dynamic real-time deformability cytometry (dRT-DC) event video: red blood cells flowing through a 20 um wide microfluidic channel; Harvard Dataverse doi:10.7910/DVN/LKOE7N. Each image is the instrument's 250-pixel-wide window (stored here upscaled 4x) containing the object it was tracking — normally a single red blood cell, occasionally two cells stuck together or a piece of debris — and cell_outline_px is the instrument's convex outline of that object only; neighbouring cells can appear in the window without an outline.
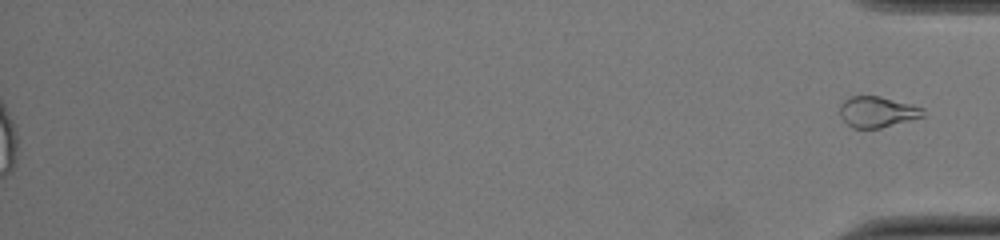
{"species": "common noctule bat (a hibernating species)", "species_latin": "Nyctalus noctula", "temperature_condition": "cold", "stored_images_in_passage": 52, "segment_of_instrument_passage": [2, 2], "camera_frame_rate_fps": 3000, "um_per_image_px": 0.085, "animal": {"sex": "female", "body_mass_g": 22.0, "forearm_length_mm": 56.7}, "frame": {"image": 1, "passage_image": 52, "time_ms": 17.0, "image_size_px": [1000, 240], "cell_outline_px": [[924, 116], [880, 128], [852, 128], [840, 116], [840, 104], [844, 100], [852, 96], [880, 96], [924, 108]], "centroid_in_image_um": [74.55, 9.51], "position_along_channel_um": 360.7, "area_um2": 14.8}}